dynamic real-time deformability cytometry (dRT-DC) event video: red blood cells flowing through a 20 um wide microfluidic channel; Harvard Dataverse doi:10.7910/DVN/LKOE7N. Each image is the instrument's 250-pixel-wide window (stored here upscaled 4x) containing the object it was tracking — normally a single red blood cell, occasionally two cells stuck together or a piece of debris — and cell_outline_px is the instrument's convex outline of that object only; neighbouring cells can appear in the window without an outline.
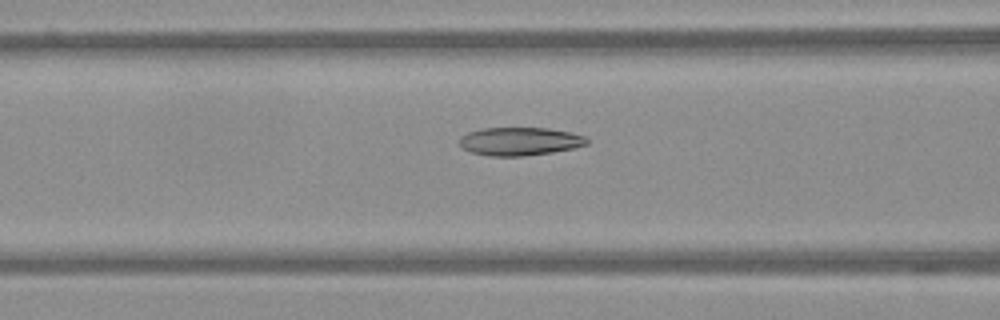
{"species": "Egyptian fruit bat (a non-hibernating species)", "species_latin": "Rousettus aegyptiacus", "temperature_condition": "warm", "stored_images_in_passage": 42, "camera_frame_rate_fps": 3000, "um_per_image_px": 0.085, "frame": {"image": 1, "passage_image": 18, "time_ms": 5.667, "image_size_px": [1000, 320], "cell_outline_px": [[588, 144], [572, 148], [552, 152], [520, 156], [488, 156], [472, 152], [464, 148], [460, 144], [460, 136], [468, 132], [484, 128], [548, 128], [568, 132], [584, 136], [588, 140]], "centroid_in_image_um": [44.16, 12.01], "position_along_channel_um": 122.4, "area_um2": 20.69}}
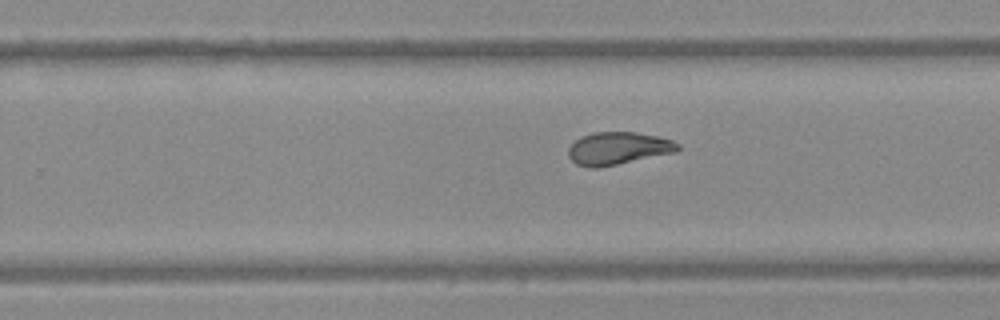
{"frame": {"image": 2, "passage_image": 31, "time_ms": 10.0, "image_size_px": [1000, 320], "cell_outline_px": [[680, 148], [676, 152], [596, 168], [588, 168], [576, 164], [568, 156], [568, 148], [580, 136], [592, 132], [636, 132], [656, 136], [672, 140], [680, 144]], "centroid_in_image_um": [52.52, 12.6], "position_along_channel_um": 277.3, "area_um2": 20.75}}
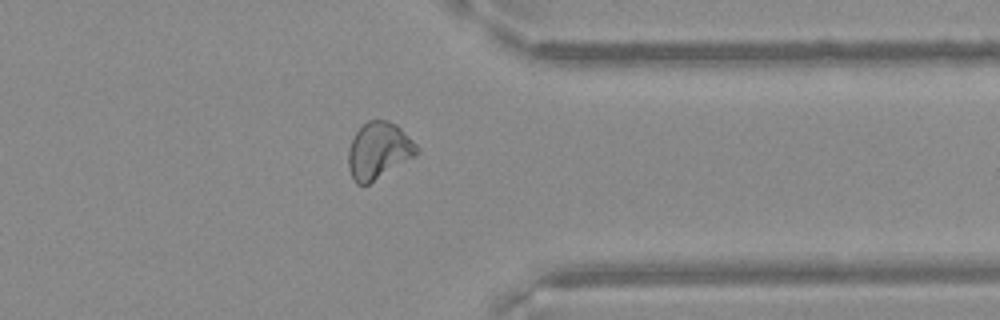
{"frame": {"image": 3, "passage_image": 40, "time_ms": 13.0, "image_size_px": [1000, 320], "cell_outline_px": [[420, 152], [368, 184], [356, 184], [348, 168], [348, 148], [356, 132], [368, 120], [388, 120], [396, 124], [416, 144]], "centroid_in_image_um": [32.16, 12.79], "position_along_channel_um": 379.2, "area_um2": 22.2}}